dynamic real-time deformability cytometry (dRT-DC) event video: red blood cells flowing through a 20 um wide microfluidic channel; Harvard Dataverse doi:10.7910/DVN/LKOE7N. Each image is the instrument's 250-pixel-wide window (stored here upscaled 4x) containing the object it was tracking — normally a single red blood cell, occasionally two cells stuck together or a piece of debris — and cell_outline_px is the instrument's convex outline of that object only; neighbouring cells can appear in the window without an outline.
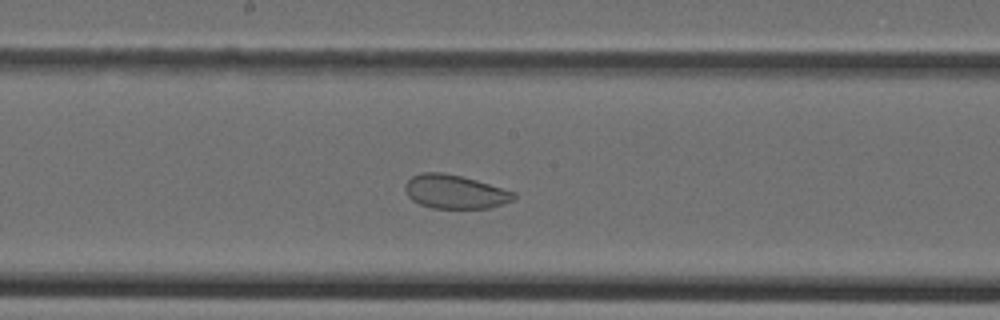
{"species": "Egyptian fruit bat (a non-hibernating species)", "species_latin": "Rousettus aegyptiacus", "temperature_condition": "cold", "stored_images_in_passage": 40, "camera_frame_rate_fps": 3000, "um_per_image_px": 0.085, "animal": {"sex": "female"}, "frame": {"image": 1, "passage_image": 19, "time_ms": 6.0, "image_size_px": [1000, 320], "cell_outline_px": [[516, 196], [512, 200], [488, 208], [432, 208], [420, 204], [412, 200], [408, 196], [404, 188], [404, 184], [412, 176], [420, 172], [444, 172], [476, 180], [516, 192]], "centroid_in_image_um": [38.63, 16.29], "position_along_channel_um": 209.6, "area_um2": 21.33}}
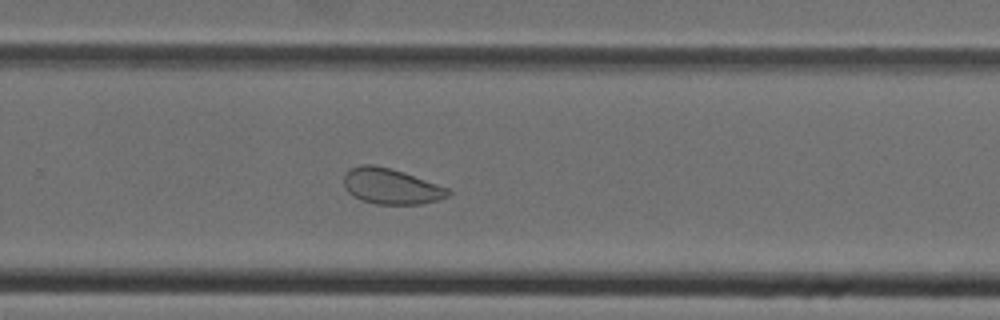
{"frame": {"image": 2, "passage_image": 25, "time_ms": 8.0, "image_size_px": [1000, 320], "cell_outline_px": [[452, 192], [448, 196], [440, 200], [420, 204], [376, 204], [360, 200], [352, 196], [344, 188], [344, 176], [352, 168], [360, 164], [372, 164], [392, 168], [452, 188]], "centroid_in_image_um": [33.29, 15.84], "position_along_channel_um": 296.5, "area_um2": 22.08}}
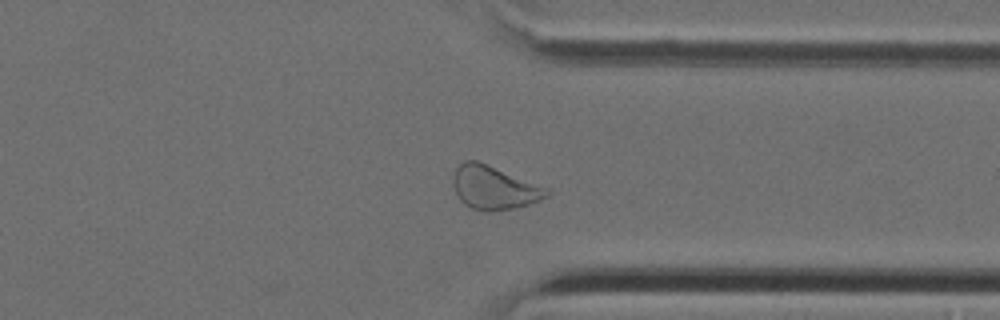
{"frame": {"image": 3, "passage_image": 30, "time_ms": 9.667, "image_size_px": [1000, 320], "cell_outline_px": [[552, 192], [548, 196], [528, 204], [516, 208], [488, 212], [484, 212], [472, 208], [464, 204], [460, 200], [456, 192], [452, 180], [452, 176], [456, 168], [464, 160], [476, 160], [552, 188]], "centroid_in_image_um": [42.03, 15.95], "position_along_channel_um": 369.4, "area_um2": 24.1}}